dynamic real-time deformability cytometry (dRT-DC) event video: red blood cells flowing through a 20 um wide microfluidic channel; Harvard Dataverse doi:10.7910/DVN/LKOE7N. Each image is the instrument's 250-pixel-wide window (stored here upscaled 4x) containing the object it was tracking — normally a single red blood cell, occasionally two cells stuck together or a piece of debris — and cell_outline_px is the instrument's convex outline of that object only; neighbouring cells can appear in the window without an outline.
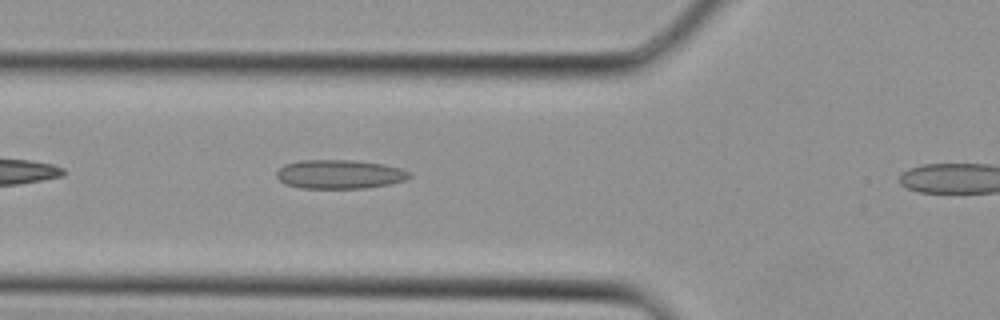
{"species": "Egyptian fruit bat (a non-hibernating species)", "species_latin": "Rousettus aegyptiacus", "temperature_condition": "cold", "stored_images_in_passage": 5, "camera_frame_rate_fps": 3000, "um_per_image_px": 0.085, "animal": {"sex": "female"}, "frame": {"image": 1, "passage_image": 5, "time_ms": 1.333, "image_size_px": [1000, 320], "cell_outline_px": [[412, 176], [404, 180], [388, 184], [364, 188], [300, 188], [284, 184], [276, 176], [276, 172], [284, 164], [300, 160], [352, 160], [384, 164], [400, 168], [412, 172]], "centroid_in_image_um": [28.85, 14.81], "position_along_channel_um": 96.9, "area_um2": 22.48}}